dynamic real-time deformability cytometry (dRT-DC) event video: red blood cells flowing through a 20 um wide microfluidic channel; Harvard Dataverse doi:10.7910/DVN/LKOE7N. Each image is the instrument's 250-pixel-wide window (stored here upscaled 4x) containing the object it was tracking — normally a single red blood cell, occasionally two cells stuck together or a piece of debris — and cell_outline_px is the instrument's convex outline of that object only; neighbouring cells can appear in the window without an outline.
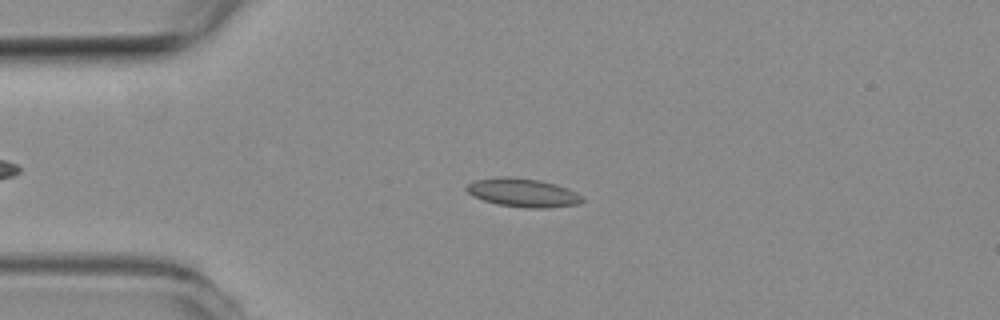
{"species": "common noctule bat (a hibernating species)", "species_latin": "Nyctalus noctula", "temperature_condition": "room temperature", "stored_images_in_passage": 46, "camera_frame_rate_fps": 3000, "um_per_image_px": 0.085, "animal": {"sex": "female", "body_mass_g": 19.3, "forearm_length_mm": 54.1}, "frame": {"image": 1, "passage_image": 5, "time_ms": 1.333, "image_size_px": [1000, 320], "cell_outline_px": [[584, 200], [580, 204], [548, 208], [524, 208], [496, 204], [472, 196], [464, 188], [472, 180], [500, 176], [508, 176], [540, 180], [556, 184], [568, 188], [584, 196]], "centroid_in_image_um": [44.45, 16.37], "position_along_channel_um": 40.5, "area_um2": 19.65}}
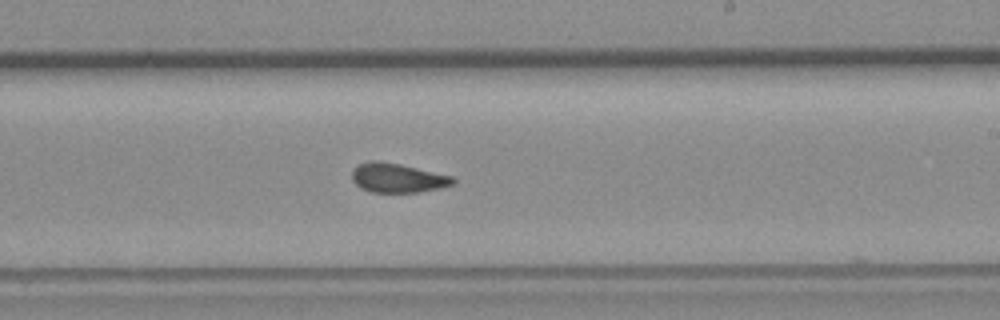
{"frame": {"image": 2, "passage_image": 24, "time_ms": 7.667, "image_size_px": [1000, 320], "cell_outline_px": [[456, 184], [440, 188], [416, 192], [372, 192], [360, 188], [352, 180], [352, 168], [368, 160], [380, 160], [400, 164], [452, 176], [456, 180]], "centroid_in_image_um": [33.78, 15.11], "position_along_channel_um": 255.2, "area_um2": 17.34}}
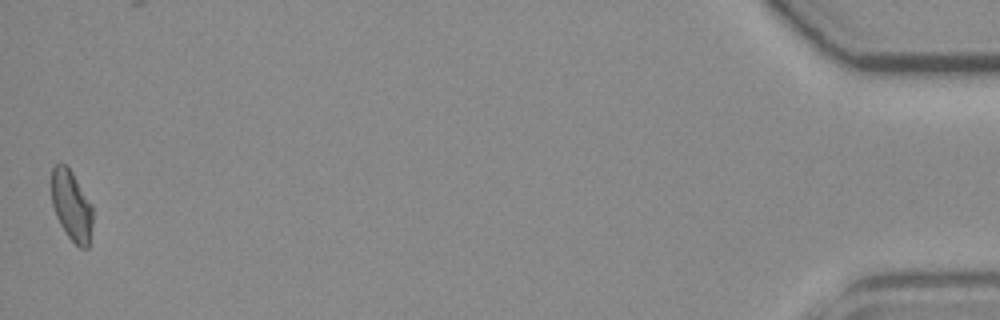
{"frame": {"image": 3, "passage_image": 46, "time_ms": 15.0, "image_size_px": [1000, 320], "cell_outline_px": [[92, 224], [88, 248], [80, 248], [68, 236], [60, 224], [56, 216], [52, 204], [52, 168], [56, 164], [64, 164], [72, 172], [92, 204]], "centroid_in_image_um": [6.08, 17.49], "position_along_channel_um": 429.1, "area_um2": 16.7}, "authors_computed_cell_mechanics": {"area_um2": 17.4556, "velocity_mm_per_s": 3.772, "shape_relaxation_time_tau1_ms": null, "shape_relaxation_time_tau2_ms": 1.5772, "deformation_change_tau1": null, "deformation_change_tau2": 0.0644}}